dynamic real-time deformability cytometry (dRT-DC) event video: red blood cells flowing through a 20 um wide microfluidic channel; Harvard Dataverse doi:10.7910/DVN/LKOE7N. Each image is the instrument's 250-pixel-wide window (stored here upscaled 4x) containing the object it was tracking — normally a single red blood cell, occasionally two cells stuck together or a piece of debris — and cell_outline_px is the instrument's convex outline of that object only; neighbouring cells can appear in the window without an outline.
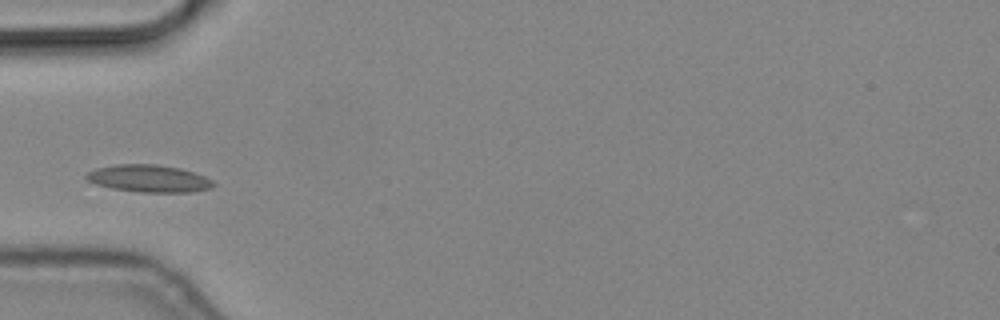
{"species": "common noctule bat (a hibernating species)", "species_latin": "Nyctalus noctula", "temperature_condition": "cold", "stored_images_in_passage": 8, "camera_frame_rate_fps": 3000, "um_per_image_px": 0.085, "animal": {"sex": "male", "body_mass_g": 19.2, "forearm_length_mm": 51.8}, "frame": {"image": 1, "passage_image": 2, "time_ms": 0.333, "image_size_px": [1000, 320], "cell_outline_px": [[216, 184], [212, 188], [192, 192], [140, 192], [112, 188], [96, 184], [88, 180], [84, 176], [88, 172], [96, 168], [116, 164], [156, 164], [180, 168], [204, 176], [212, 180]], "centroid_in_image_um": [12.67, 15.17], "position_along_channel_um": 72.3, "area_um2": 20.17}}
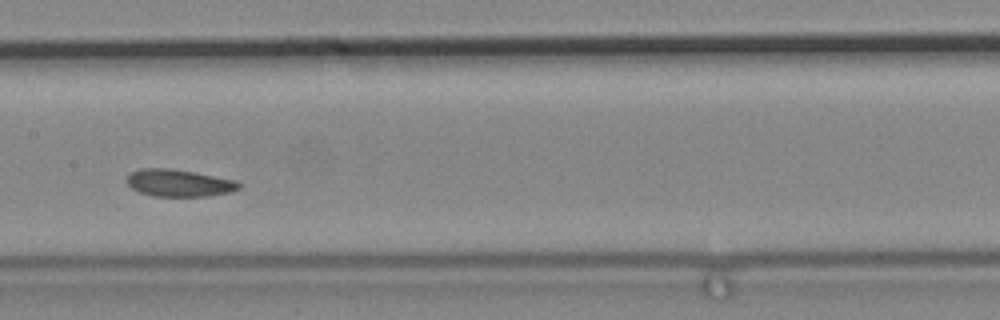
{"frame": {"image": 2, "passage_image": 5, "time_ms": 1.333, "image_size_px": [1000, 320], "cell_outline_px": [[240, 188], [228, 192], [208, 196], [152, 196], [140, 192], [132, 188], [124, 180], [128, 172], [140, 168], [168, 168], [192, 172], [236, 180], [240, 184]], "centroid_in_image_um": [15.13, 15.54], "position_along_channel_um": 192.3, "area_um2": 17.74}}
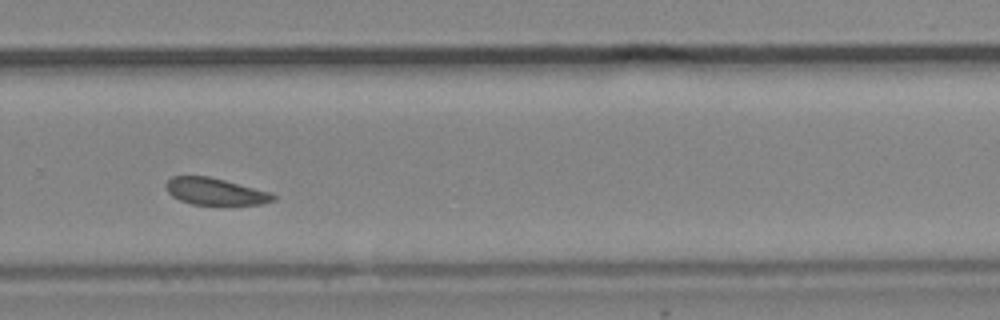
{"frame": {"image": 3, "passage_image": 8, "time_ms": 2.333, "image_size_px": [1000, 320], "cell_outline_px": [[276, 200], [264, 204], [192, 204], [180, 200], [172, 196], [164, 188], [164, 184], [172, 176], [208, 176], [272, 192], [276, 196]], "centroid_in_image_um": [18.29, 16.27], "position_along_channel_um": 311.5, "area_um2": 16.82}}